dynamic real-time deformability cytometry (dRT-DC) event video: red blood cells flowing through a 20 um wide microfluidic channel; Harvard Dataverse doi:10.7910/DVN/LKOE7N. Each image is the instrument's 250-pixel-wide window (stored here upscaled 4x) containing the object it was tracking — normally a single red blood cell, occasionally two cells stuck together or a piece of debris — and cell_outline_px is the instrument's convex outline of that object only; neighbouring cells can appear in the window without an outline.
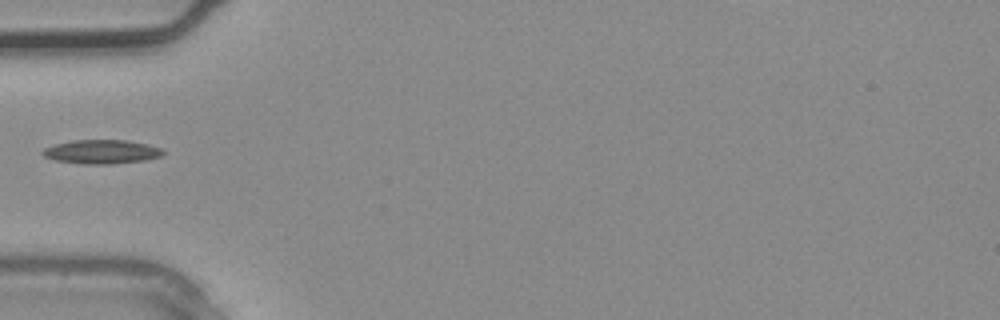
{"species": "common noctule bat (a hibernating species)", "species_latin": "Nyctalus noctula", "temperature_condition": "warm", "stored_images_in_passage": 3, "segment_of_instrument_passage": [2, 2], "camera_frame_rate_fps": 3000, "um_per_image_px": 0.085, "animal": {"sex": "male", "body_mass_g": 20.4}, "frame": {"image": 1, "passage_image": 3, "time_ms": 0.667, "image_size_px": [1000, 320], "cell_outline_px": [[164, 152], [160, 156], [144, 160], [112, 164], [84, 164], [56, 160], [44, 156], [40, 152], [44, 148], [56, 144], [72, 140], [124, 140], [164, 148]], "centroid_in_image_um": [8.62, 12.9], "position_along_channel_um": 76.4, "area_um2": 16.65}}